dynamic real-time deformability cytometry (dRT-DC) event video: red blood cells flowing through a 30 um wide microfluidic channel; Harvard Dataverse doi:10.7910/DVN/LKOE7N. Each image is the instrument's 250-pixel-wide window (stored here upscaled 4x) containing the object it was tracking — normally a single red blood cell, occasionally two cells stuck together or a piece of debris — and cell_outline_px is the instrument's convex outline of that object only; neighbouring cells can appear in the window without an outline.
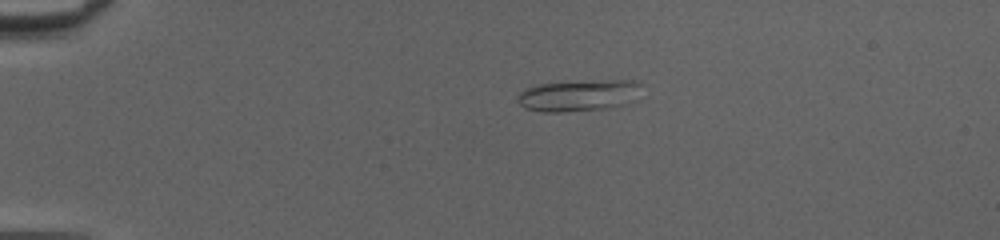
{"species": "common noctule bat (a hibernating species)", "species_latin": "Nyctalus noctula", "temperature_condition": "cold", "stored_images_in_passage": 40, "camera_frame_rate_fps": 3000, "um_per_image_px": 0.085, "animal": {"sex": "female", "body_mass_g": 20.0, "forearm_length_mm": 54.0}, "frame": {"image": 1, "passage_image": 1, "time_ms": 0.0, "image_size_px": [1000, 240], "cell_outline_px": [[640, 84], [628, 104], [604, 108], [560, 112], [540, 112], [524, 108], [520, 104], [520, 92], [536, 84], [608, 80], [632, 80]], "centroid_in_image_um": [49.12, 8.12], "position_along_channel_um": 35.9, "area_um2": 22.02}}
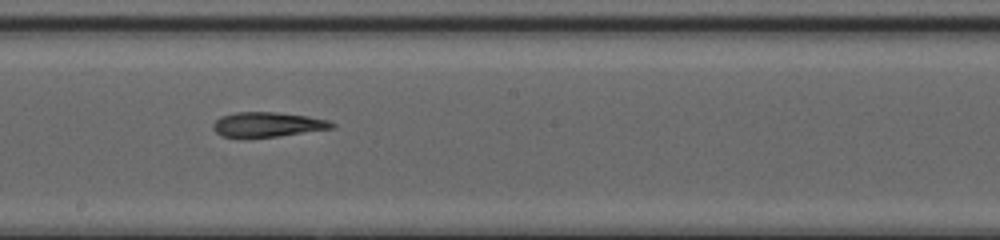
{"frame": {"image": 2, "passage_image": 19, "time_ms": 6.0, "image_size_px": [1000, 240], "cell_outline_px": [[336, 128], [280, 136], [240, 140], [220, 136], [212, 128], [212, 124], [220, 116], [236, 112], [276, 112], [308, 116], [328, 120], [336, 124]], "centroid_in_image_um": [22.7, 10.62], "position_along_channel_um": 225.5, "area_um2": 17.92}}
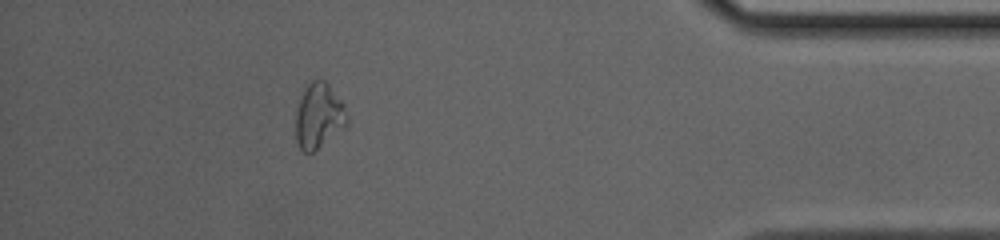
{"frame": {"image": 3, "passage_image": 35, "time_ms": 11.333, "image_size_px": [1000, 240], "cell_outline_px": [[348, 124], [312, 152], [304, 152], [300, 148], [296, 140], [296, 112], [304, 88], [312, 80], [324, 80], [328, 84], [344, 104], [348, 116]], "centroid_in_image_um": [27.1, 9.84], "position_along_channel_um": 408.1, "area_um2": 19.19}, "authors_computed_cell_mechanics": {"area_um2": 17.5712, "velocity_mm_per_s": 4.1631, "shape_relaxation_time_tau1_ms": 4.2374, "shape_relaxation_time_tau2_ms": 2.5204, "deformation_change_tau1": 0.1791, "deformation_change_tau2": 0.1367}}